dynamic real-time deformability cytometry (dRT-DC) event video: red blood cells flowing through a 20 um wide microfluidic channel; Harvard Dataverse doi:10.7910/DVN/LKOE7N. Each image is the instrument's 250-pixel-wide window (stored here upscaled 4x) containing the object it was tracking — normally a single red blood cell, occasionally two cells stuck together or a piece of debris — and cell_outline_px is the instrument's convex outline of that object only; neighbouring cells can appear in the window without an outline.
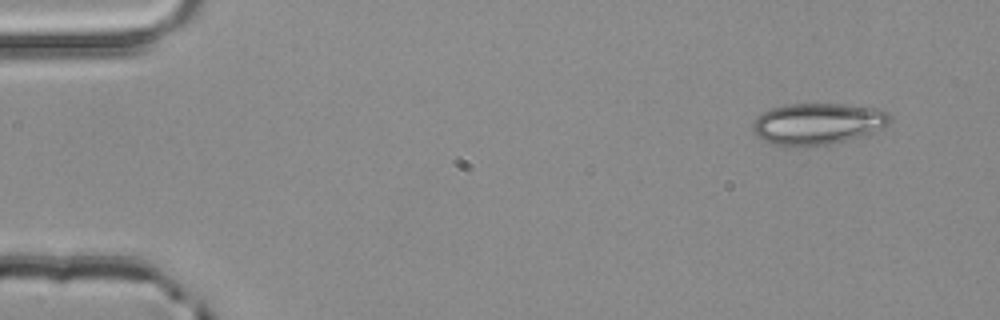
{"species": "common noctule bat (a hibernating species)", "species_latin": "Nyctalus noctula", "temperature_condition": "room temperature", "stored_images_in_passage": 3, "camera_frame_rate_fps": 3000, "um_per_image_px": 0.085, "animal": {"sex": "male", "body_mass_g": 20.4}, "frame": {"image": 1, "passage_image": 1, "time_ms": 0.0, "image_size_px": [1000, 320], "cell_outline_px": [[892, 120], [888, 124], [868, 136], [832, 144], [788, 148], [784, 148], [764, 140], [756, 136], [752, 132], [752, 124], [756, 116], [772, 108], [788, 104], [840, 104], [876, 108], [888, 112], [892, 116]], "centroid_in_image_um": [69.51, 10.55], "position_along_channel_um": 15.5, "area_um2": 33.93}}